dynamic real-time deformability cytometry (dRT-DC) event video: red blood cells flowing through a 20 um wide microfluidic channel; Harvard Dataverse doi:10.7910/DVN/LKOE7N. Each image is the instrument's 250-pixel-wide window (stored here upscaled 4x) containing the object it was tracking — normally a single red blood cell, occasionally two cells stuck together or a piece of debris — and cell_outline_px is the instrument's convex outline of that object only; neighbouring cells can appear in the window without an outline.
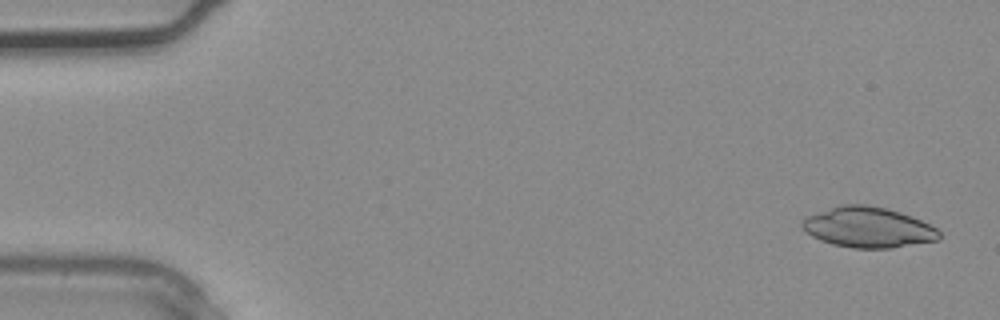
{"species": "common noctule bat (a hibernating species)", "species_latin": "Nyctalus noctula", "temperature_condition": "warm", "stored_images_in_passage": 4, "camera_frame_rate_fps": 3000, "um_per_image_px": 0.085, "animal": {"sex": "male", "body_mass_g": 20.4}, "frame": {"image": 1, "passage_image": 1, "time_ms": 0.0, "image_size_px": [1000, 320], "cell_outline_px": [[940, 240], [892, 248], [852, 248], [832, 244], [820, 240], [804, 232], [800, 224], [808, 216], [840, 204], [864, 204], [888, 208], [912, 216], [936, 228], [940, 232]], "centroid_in_image_um": [73.79, 19.33], "position_along_channel_um": 11.2, "area_um2": 32.43}}